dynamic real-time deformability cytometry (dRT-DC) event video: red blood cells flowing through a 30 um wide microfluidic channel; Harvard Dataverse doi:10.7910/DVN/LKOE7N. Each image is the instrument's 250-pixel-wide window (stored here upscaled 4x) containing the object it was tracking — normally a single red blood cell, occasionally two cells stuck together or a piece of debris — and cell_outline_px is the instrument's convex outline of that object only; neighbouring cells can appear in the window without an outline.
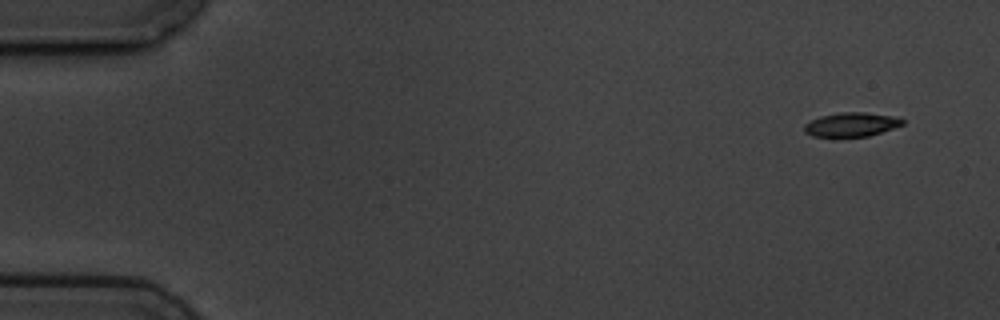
{"species": "common noctule bat (a hibernating species)", "species_latin": "Nyctalus noctula", "temperature_condition": "cold", "stored_images_in_passage": 4, "camera_frame_rate_fps": 3000, "um_per_image_px": 0.085, "animal": {"sex": "male", "body_mass_g": 19.5, "forearm_length_mm": 54.6}, "frame": {"image": 1, "passage_image": 1, "time_ms": 0.0, "image_size_px": [1000, 320], "cell_outline_px": [[904, 124], [868, 136], [812, 136], [804, 132], [804, 124], [820, 116], [840, 112], [864, 112], [892, 116], [904, 120]], "centroid_in_image_um": [72.33, 10.57], "position_along_channel_um": 12.7, "area_um2": 13.53}}
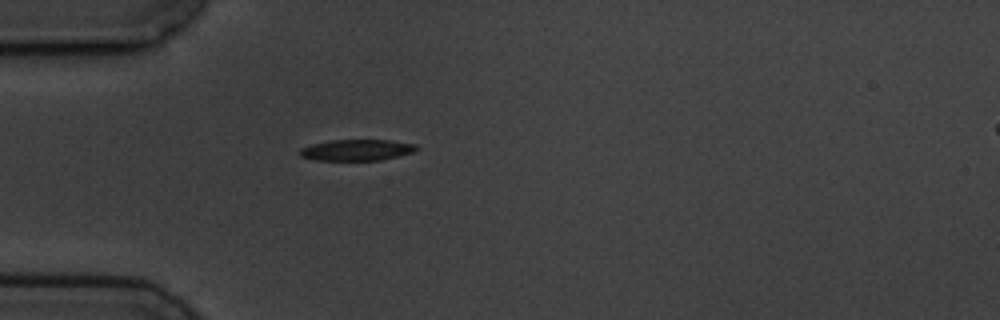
{"frame": {"image": 2, "passage_image": 4, "time_ms": 4.333, "image_size_px": [1000, 320], "cell_outline_px": [[420, 148], [412, 152], [380, 160], [312, 160], [300, 156], [300, 148], [312, 144], [332, 140], [388, 140], [416, 144]], "centroid_in_image_um": [30.3, 12.75], "position_along_channel_um": 54.7, "area_um2": 14.28}}